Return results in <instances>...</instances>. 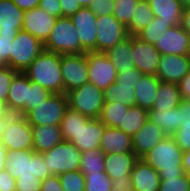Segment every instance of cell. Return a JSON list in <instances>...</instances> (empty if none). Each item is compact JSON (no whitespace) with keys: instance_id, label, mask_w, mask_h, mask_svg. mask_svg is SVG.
I'll list each match as a JSON object with an SVG mask.
<instances>
[{"instance_id":"cell-1","label":"cell","mask_w":190,"mask_h":191,"mask_svg":"<svg viewBox=\"0 0 190 191\" xmlns=\"http://www.w3.org/2000/svg\"><path fill=\"white\" fill-rule=\"evenodd\" d=\"M60 128L63 141H69L81 152H85L100 148L105 125L99 118H89L68 106L61 120Z\"/></svg>"},{"instance_id":"cell-2","label":"cell","mask_w":190,"mask_h":191,"mask_svg":"<svg viewBox=\"0 0 190 191\" xmlns=\"http://www.w3.org/2000/svg\"><path fill=\"white\" fill-rule=\"evenodd\" d=\"M24 73L30 81L50 90L52 93H64L61 54L44 49Z\"/></svg>"},{"instance_id":"cell-3","label":"cell","mask_w":190,"mask_h":191,"mask_svg":"<svg viewBox=\"0 0 190 191\" xmlns=\"http://www.w3.org/2000/svg\"><path fill=\"white\" fill-rule=\"evenodd\" d=\"M182 158L183 151L172 136H166L142 157L148 165H151L160 174L161 178L185 174Z\"/></svg>"},{"instance_id":"cell-4","label":"cell","mask_w":190,"mask_h":191,"mask_svg":"<svg viewBox=\"0 0 190 191\" xmlns=\"http://www.w3.org/2000/svg\"><path fill=\"white\" fill-rule=\"evenodd\" d=\"M5 166V170L14 179L34 175L44 180L52 175L46 167L42 153H37L33 149L8 150Z\"/></svg>"},{"instance_id":"cell-5","label":"cell","mask_w":190,"mask_h":191,"mask_svg":"<svg viewBox=\"0 0 190 191\" xmlns=\"http://www.w3.org/2000/svg\"><path fill=\"white\" fill-rule=\"evenodd\" d=\"M76 31L70 17L57 18L48 39L43 43L44 49L58 54L86 53Z\"/></svg>"},{"instance_id":"cell-6","label":"cell","mask_w":190,"mask_h":191,"mask_svg":"<svg viewBox=\"0 0 190 191\" xmlns=\"http://www.w3.org/2000/svg\"><path fill=\"white\" fill-rule=\"evenodd\" d=\"M44 50V44L33 35L19 30L11 45V56L7 66L17 72H24Z\"/></svg>"},{"instance_id":"cell-7","label":"cell","mask_w":190,"mask_h":191,"mask_svg":"<svg viewBox=\"0 0 190 191\" xmlns=\"http://www.w3.org/2000/svg\"><path fill=\"white\" fill-rule=\"evenodd\" d=\"M68 106L89 118H99L104 105L103 90L93 83H84L81 87L69 91Z\"/></svg>"},{"instance_id":"cell-8","label":"cell","mask_w":190,"mask_h":191,"mask_svg":"<svg viewBox=\"0 0 190 191\" xmlns=\"http://www.w3.org/2000/svg\"><path fill=\"white\" fill-rule=\"evenodd\" d=\"M42 155L52 175L80 170L81 151L69 141L60 142Z\"/></svg>"},{"instance_id":"cell-9","label":"cell","mask_w":190,"mask_h":191,"mask_svg":"<svg viewBox=\"0 0 190 191\" xmlns=\"http://www.w3.org/2000/svg\"><path fill=\"white\" fill-rule=\"evenodd\" d=\"M67 107V95L53 93L43 103L31 109L24 117L31 126L60 125Z\"/></svg>"},{"instance_id":"cell-10","label":"cell","mask_w":190,"mask_h":191,"mask_svg":"<svg viewBox=\"0 0 190 191\" xmlns=\"http://www.w3.org/2000/svg\"><path fill=\"white\" fill-rule=\"evenodd\" d=\"M138 157L134 152L105 155V172L113 180V187L120 191H132L131 171Z\"/></svg>"},{"instance_id":"cell-11","label":"cell","mask_w":190,"mask_h":191,"mask_svg":"<svg viewBox=\"0 0 190 191\" xmlns=\"http://www.w3.org/2000/svg\"><path fill=\"white\" fill-rule=\"evenodd\" d=\"M0 141L7 151L32 149V126L23 115L11 114L6 120Z\"/></svg>"},{"instance_id":"cell-12","label":"cell","mask_w":190,"mask_h":191,"mask_svg":"<svg viewBox=\"0 0 190 191\" xmlns=\"http://www.w3.org/2000/svg\"><path fill=\"white\" fill-rule=\"evenodd\" d=\"M88 81L105 90L115 83L118 72L105 52L88 51Z\"/></svg>"},{"instance_id":"cell-13","label":"cell","mask_w":190,"mask_h":191,"mask_svg":"<svg viewBox=\"0 0 190 191\" xmlns=\"http://www.w3.org/2000/svg\"><path fill=\"white\" fill-rule=\"evenodd\" d=\"M61 74L64 94L89 82L86 53L61 54Z\"/></svg>"},{"instance_id":"cell-14","label":"cell","mask_w":190,"mask_h":191,"mask_svg":"<svg viewBox=\"0 0 190 191\" xmlns=\"http://www.w3.org/2000/svg\"><path fill=\"white\" fill-rule=\"evenodd\" d=\"M97 52H106L130 35L127 27L119 22L114 15L97 17Z\"/></svg>"},{"instance_id":"cell-15","label":"cell","mask_w":190,"mask_h":191,"mask_svg":"<svg viewBox=\"0 0 190 191\" xmlns=\"http://www.w3.org/2000/svg\"><path fill=\"white\" fill-rule=\"evenodd\" d=\"M70 19L77 30L81 47L86 52H97V16L89 7H83L77 13L70 16Z\"/></svg>"},{"instance_id":"cell-16","label":"cell","mask_w":190,"mask_h":191,"mask_svg":"<svg viewBox=\"0 0 190 191\" xmlns=\"http://www.w3.org/2000/svg\"><path fill=\"white\" fill-rule=\"evenodd\" d=\"M132 57L134 67L144 75L156 76L161 55L153 44L132 36Z\"/></svg>"},{"instance_id":"cell-17","label":"cell","mask_w":190,"mask_h":191,"mask_svg":"<svg viewBox=\"0 0 190 191\" xmlns=\"http://www.w3.org/2000/svg\"><path fill=\"white\" fill-rule=\"evenodd\" d=\"M190 71V55H161L156 77L163 82L178 84Z\"/></svg>"},{"instance_id":"cell-18","label":"cell","mask_w":190,"mask_h":191,"mask_svg":"<svg viewBox=\"0 0 190 191\" xmlns=\"http://www.w3.org/2000/svg\"><path fill=\"white\" fill-rule=\"evenodd\" d=\"M154 46L160 55H190V35L181 25L173 26Z\"/></svg>"},{"instance_id":"cell-19","label":"cell","mask_w":190,"mask_h":191,"mask_svg":"<svg viewBox=\"0 0 190 191\" xmlns=\"http://www.w3.org/2000/svg\"><path fill=\"white\" fill-rule=\"evenodd\" d=\"M56 17L49 15L39 7L24 12L22 30L27 31L44 43L54 27Z\"/></svg>"},{"instance_id":"cell-20","label":"cell","mask_w":190,"mask_h":191,"mask_svg":"<svg viewBox=\"0 0 190 191\" xmlns=\"http://www.w3.org/2000/svg\"><path fill=\"white\" fill-rule=\"evenodd\" d=\"M167 135L157 125L148 120L132 136L133 152L138 158H142Z\"/></svg>"},{"instance_id":"cell-21","label":"cell","mask_w":190,"mask_h":191,"mask_svg":"<svg viewBox=\"0 0 190 191\" xmlns=\"http://www.w3.org/2000/svg\"><path fill=\"white\" fill-rule=\"evenodd\" d=\"M132 191H158L161 183L160 174L138 158L130 174Z\"/></svg>"},{"instance_id":"cell-22","label":"cell","mask_w":190,"mask_h":191,"mask_svg":"<svg viewBox=\"0 0 190 191\" xmlns=\"http://www.w3.org/2000/svg\"><path fill=\"white\" fill-rule=\"evenodd\" d=\"M23 20L24 11L13 0H0V36H16Z\"/></svg>"},{"instance_id":"cell-23","label":"cell","mask_w":190,"mask_h":191,"mask_svg":"<svg viewBox=\"0 0 190 191\" xmlns=\"http://www.w3.org/2000/svg\"><path fill=\"white\" fill-rule=\"evenodd\" d=\"M28 94V77L24 72H17L10 84L7 108L11 114L25 116V103Z\"/></svg>"},{"instance_id":"cell-24","label":"cell","mask_w":190,"mask_h":191,"mask_svg":"<svg viewBox=\"0 0 190 191\" xmlns=\"http://www.w3.org/2000/svg\"><path fill=\"white\" fill-rule=\"evenodd\" d=\"M100 149L105 155L133 152L132 137L117 127L105 126Z\"/></svg>"},{"instance_id":"cell-25","label":"cell","mask_w":190,"mask_h":191,"mask_svg":"<svg viewBox=\"0 0 190 191\" xmlns=\"http://www.w3.org/2000/svg\"><path fill=\"white\" fill-rule=\"evenodd\" d=\"M33 147L37 153H45L63 141L60 125L32 126Z\"/></svg>"},{"instance_id":"cell-26","label":"cell","mask_w":190,"mask_h":191,"mask_svg":"<svg viewBox=\"0 0 190 191\" xmlns=\"http://www.w3.org/2000/svg\"><path fill=\"white\" fill-rule=\"evenodd\" d=\"M154 17L170 26H180L184 7L178 0H147Z\"/></svg>"},{"instance_id":"cell-27","label":"cell","mask_w":190,"mask_h":191,"mask_svg":"<svg viewBox=\"0 0 190 191\" xmlns=\"http://www.w3.org/2000/svg\"><path fill=\"white\" fill-rule=\"evenodd\" d=\"M160 80L153 75H143L135 86L136 105L150 111L155 103Z\"/></svg>"},{"instance_id":"cell-28","label":"cell","mask_w":190,"mask_h":191,"mask_svg":"<svg viewBox=\"0 0 190 191\" xmlns=\"http://www.w3.org/2000/svg\"><path fill=\"white\" fill-rule=\"evenodd\" d=\"M105 53L117 72L130 71L135 68L132 57V35L111 47Z\"/></svg>"},{"instance_id":"cell-29","label":"cell","mask_w":190,"mask_h":191,"mask_svg":"<svg viewBox=\"0 0 190 191\" xmlns=\"http://www.w3.org/2000/svg\"><path fill=\"white\" fill-rule=\"evenodd\" d=\"M148 118L159 126L167 136H172L180 126V105L168 110L151 109L148 111Z\"/></svg>"},{"instance_id":"cell-30","label":"cell","mask_w":190,"mask_h":191,"mask_svg":"<svg viewBox=\"0 0 190 191\" xmlns=\"http://www.w3.org/2000/svg\"><path fill=\"white\" fill-rule=\"evenodd\" d=\"M152 109L168 110L176 108L183 101L178 84L160 81Z\"/></svg>"},{"instance_id":"cell-31","label":"cell","mask_w":190,"mask_h":191,"mask_svg":"<svg viewBox=\"0 0 190 191\" xmlns=\"http://www.w3.org/2000/svg\"><path fill=\"white\" fill-rule=\"evenodd\" d=\"M180 126L172 135L183 152L190 151V100L180 103Z\"/></svg>"},{"instance_id":"cell-32","label":"cell","mask_w":190,"mask_h":191,"mask_svg":"<svg viewBox=\"0 0 190 191\" xmlns=\"http://www.w3.org/2000/svg\"><path fill=\"white\" fill-rule=\"evenodd\" d=\"M148 120V111L137 105L129 107L127 113L123 118V126H118L117 128L133 136Z\"/></svg>"},{"instance_id":"cell-33","label":"cell","mask_w":190,"mask_h":191,"mask_svg":"<svg viewBox=\"0 0 190 191\" xmlns=\"http://www.w3.org/2000/svg\"><path fill=\"white\" fill-rule=\"evenodd\" d=\"M128 109L124 103L104 102L99 119L107 127L123 126V118Z\"/></svg>"},{"instance_id":"cell-34","label":"cell","mask_w":190,"mask_h":191,"mask_svg":"<svg viewBox=\"0 0 190 191\" xmlns=\"http://www.w3.org/2000/svg\"><path fill=\"white\" fill-rule=\"evenodd\" d=\"M105 154L100 148L81 152L80 171L85 176L89 173L105 172Z\"/></svg>"},{"instance_id":"cell-35","label":"cell","mask_w":190,"mask_h":191,"mask_svg":"<svg viewBox=\"0 0 190 191\" xmlns=\"http://www.w3.org/2000/svg\"><path fill=\"white\" fill-rule=\"evenodd\" d=\"M103 96L104 102L124 103L128 107L136 105L135 90L133 87L113 83L103 91Z\"/></svg>"},{"instance_id":"cell-36","label":"cell","mask_w":190,"mask_h":191,"mask_svg":"<svg viewBox=\"0 0 190 191\" xmlns=\"http://www.w3.org/2000/svg\"><path fill=\"white\" fill-rule=\"evenodd\" d=\"M154 19L152 10L147 0H140L135 8L134 16L127 27L129 35H136Z\"/></svg>"},{"instance_id":"cell-37","label":"cell","mask_w":190,"mask_h":191,"mask_svg":"<svg viewBox=\"0 0 190 191\" xmlns=\"http://www.w3.org/2000/svg\"><path fill=\"white\" fill-rule=\"evenodd\" d=\"M170 27L172 26L167 25L160 18L154 17L151 23L138 32L136 36L143 41L155 45Z\"/></svg>"},{"instance_id":"cell-38","label":"cell","mask_w":190,"mask_h":191,"mask_svg":"<svg viewBox=\"0 0 190 191\" xmlns=\"http://www.w3.org/2000/svg\"><path fill=\"white\" fill-rule=\"evenodd\" d=\"M52 94L53 93L50 90L28 79V94H27V102L25 103V115L31 109H34L35 106L47 100Z\"/></svg>"},{"instance_id":"cell-39","label":"cell","mask_w":190,"mask_h":191,"mask_svg":"<svg viewBox=\"0 0 190 191\" xmlns=\"http://www.w3.org/2000/svg\"><path fill=\"white\" fill-rule=\"evenodd\" d=\"M140 0H115L114 17L128 27L134 16L135 8Z\"/></svg>"},{"instance_id":"cell-40","label":"cell","mask_w":190,"mask_h":191,"mask_svg":"<svg viewBox=\"0 0 190 191\" xmlns=\"http://www.w3.org/2000/svg\"><path fill=\"white\" fill-rule=\"evenodd\" d=\"M112 188L113 180L106 172L85 175V191H110Z\"/></svg>"},{"instance_id":"cell-41","label":"cell","mask_w":190,"mask_h":191,"mask_svg":"<svg viewBox=\"0 0 190 191\" xmlns=\"http://www.w3.org/2000/svg\"><path fill=\"white\" fill-rule=\"evenodd\" d=\"M63 191H85V176L80 170L59 175Z\"/></svg>"},{"instance_id":"cell-42","label":"cell","mask_w":190,"mask_h":191,"mask_svg":"<svg viewBox=\"0 0 190 191\" xmlns=\"http://www.w3.org/2000/svg\"><path fill=\"white\" fill-rule=\"evenodd\" d=\"M158 191H190V177L185 173L181 176L161 178Z\"/></svg>"},{"instance_id":"cell-43","label":"cell","mask_w":190,"mask_h":191,"mask_svg":"<svg viewBox=\"0 0 190 191\" xmlns=\"http://www.w3.org/2000/svg\"><path fill=\"white\" fill-rule=\"evenodd\" d=\"M17 71L7 65L0 66V99L7 102L8 92L12 79Z\"/></svg>"},{"instance_id":"cell-44","label":"cell","mask_w":190,"mask_h":191,"mask_svg":"<svg viewBox=\"0 0 190 191\" xmlns=\"http://www.w3.org/2000/svg\"><path fill=\"white\" fill-rule=\"evenodd\" d=\"M143 75L144 74L136 68L131 69L130 71L118 72L115 83L121 86L135 88Z\"/></svg>"},{"instance_id":"cell-45","label":"cell","mask_w":190,"mask_h":191,"mask_svg":"<svg viewBox=\"0 0 190 191\" xmlns=\"http://www.w3.org/2000/svg\"><path fill=\"white\" fill-rule=\"evenodd\" d=\"M42 181L34 175L19 177L16 179V191H41Z\"/></svg>"},{"instance_id":"cell-46","label":"cell","mask_w":190,"mask_h":191,"mask_svg":"<svg viewBox=\"0 0 190 191\" xmlns=\"http://www.w3.org/2000/svg\"><path fill=\"white\" fill-rule=\"evenodd\" d=\"M115 0H92L89 8L97 16L113 15Z\"/></svg>"},{"instance_id":"cell-47","label":"cell","mask_w":190,"mask_h":191,"mask_svg":"<svg viewBox=\"0 0 190 191\" xmlns=\"http://www.w3.org/2000/svg\"><path fill=\"white\" fill-rule=\"evenodd\" d=\"M16 36H0V66L7 65L11 56L12 41Z\"/></svg>"},{"instance_id":"cell-48","label":"cell","mask_w":190,"mask_h":191,"mask_svg":"<svg viewBox=\"0 0 190 191\" xmlns=\"http://www.w3.org/2000/svg\"><path fill=\"white\" fill-rule=\"evenodd\" d=\"M38 7L56 18L62 17V7L59 0H40Z\"/></svg>"},{"instance_id":"cell-49","label":"cell","mask_w":190,"mask_h":191,"mask_svg":"<svg viewBox=\"0 0 190 191\" xmlns=\"http://www.w3.org/2000/svg\"><path fill=\"white\" fill-rule=\"evenodd\" d=\"M0 191H16V179L5 169L0 171Z\"/></svg>"},{"instance_id":"cell-50","label":"cell","mask_w":190,"mask_h":191,"mask_svg":"<svg viewBox=\"0 0 190 191\" xmlns=\"http://www.w3.org/2000/svg\"><path fill=\"white\" fill-rule=\"evenodd\" d=\"M62 7V16L70 17L82 7L77 0H59Z\"/></svg>"},{"instance_id":"cell-51","label":"cell","mask_w":190,"mask_h":191,"mask_svg":"<svg viewBox=\"0 0 190 191\" xmlns=\"http://www.w3.org/2000/svg\"><path fill=\"white\" fill-rule=\"evenodd\" d=\"M41 191H63L58 175L48 176L42 181Z\"/></svg>"},{"instance_id":"cell-52","label":"cell","mask_w":190,"mask_h":191,"mask_svg":"<svg viewBox=\"0 0 190 191\" xmlns=\"http://www.w3.org/2000/svg\"><path fill=\"white\" fill-rule=\"evenodd\" d=\"M182 100H190V71L178 83Z\"/></svg>"},{"instance_id":"cell-53","label":"cell","mask_w":190,"mask_h":191,"mask_svg":"<svg viewBox=\"0 0 190 191\" xmlns=\"http://www.w3.org/2000/svg\"><path fill=\"white\" fill-rule=\"evenodd\" d=\"M13 2L25 12L38 7L40 0H13Z\"/></svg>"},{"instance_id":"cell-54","label":"cell","mask_w":190,"mask_h":191,"mask_svg":"<svg viewBox=\"0 0 190 191\" xmlns=\"http://www.w3.org/2000/svg\"><path fill=\"white\" fill-rule=\"evenodd\" d=\"M181 26L190 35V6L183 9Z\"/></svg>"},{"instance_id":"cell-55","label":"cell","mask_w":190,"mask_h":191,"mask_svg":"<svg viewBox=\"0 0 190 191\" xmlns=\"http://www.w3.org/2000/svg\"><path fill=\"white\" fill-rule=\"evenodd\" d=\"M182 166L185 173L190 177V151L183 152Z\"/></svg>"},{"instance_id":"cell-56","label":"cell","mask_w":190,"mask_h":191,"mask_svg":"<svg viewBox=\"0 0 190 191\" xmlns=\"http://www.w3.org/2000/svg\"><path fill=\"white\" fill-rule=\"evenodd\" d=\"M7 154V149L0 141V171L5 169V157Z\"/></svg>"},{"instance_id":"cell-57","label":"cell","mask_w":190,"mask_h":191,"mask_svg":"<svg viewBox=\"0 0 190 191\" xmlns=\"http://www.w3.org/2000/svg\"><path fill=\"white\" fill-rule=\"evenodd\" d=\"M11 113L9 112L6 102L0 99V116H10Z\"/></svg>"},{"instance_id":"cell-58","label":"cell","mask_w":190,"mask_h":191,"mask_svg":"<svg viewBox=\"0 0 190 191\" xmlns=\"http://www.w3.org/2000/svg\"><path fill=\"white\" fill-rule=\"evenodd\" d=\"M9 116H0V139L1 136L3 134L4 128H5V124H6V120Z\"/></svg>"},{"instance_id":"cell-59","label":"cell","mask_w":190,"mask_h":191,"mask_svg":"<svg viewBox=\"0 0 190 191\" xmlns=\"http://www.w3.org/2000/svg\"><path fill=\"white\" fill-rule=\"evenodd\" d=\"M77 1L79 2L82 8L89 7L90 4L92 3V0H77Z\"/></svg>"},{"instance_id":"cell-60","label":"cell","mask_w":190,"mask_h":191,"mask_svg":"<svg viewBox=\"0 0 190 191\" xmlns=\"http://www.w3.org/2000/svg\"><path fill=\"white\" fill-rule=\"evenodd\" d=\"M180 4L185 8L190 6V0H178Z\"/></svg>"},{"instance_id":"cell-61","label":"cell","mask_w":190,"mask_h":191,"mask_svg":"<svg viewBox=\"0 0 190 191\" xmlns=\"http://www.w3.org/2000/svg\"><path fill=\"white\" fill-rule=\"evenodd\" d=\"M110 191H120L118 188H112Z\"/></svg>"}]
</instances>
